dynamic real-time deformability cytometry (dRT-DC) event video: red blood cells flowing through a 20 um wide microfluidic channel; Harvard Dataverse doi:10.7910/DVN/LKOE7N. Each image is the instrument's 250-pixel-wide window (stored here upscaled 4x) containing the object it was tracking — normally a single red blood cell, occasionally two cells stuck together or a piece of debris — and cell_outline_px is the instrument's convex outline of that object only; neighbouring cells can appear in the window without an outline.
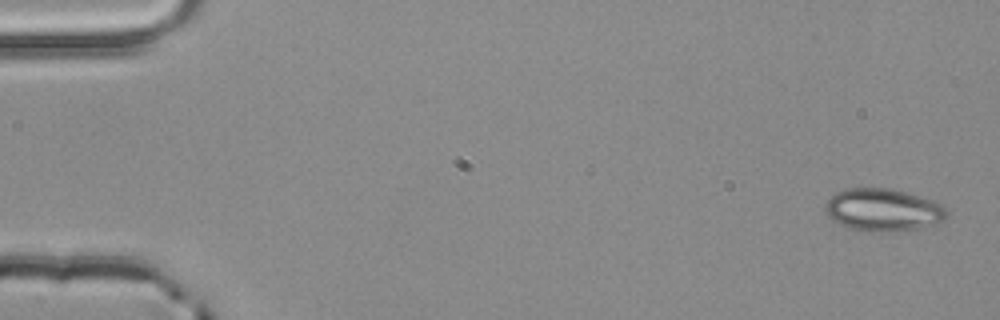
{"species": "common noctule bat (a hibernating species)", "species_latin": "Nyctalus noctula", "temperature_condition": "room temperature", "stored_images_in_passage": 5, "camera_frame_rate_fps": 3000, "um_per_image_px": 0.085, "animal": {"sex": "male", "body_mass_g": 20.4}, "frame": {"image": 1, "passage_image": 1, "time_ms": 0.0, "image_size_px": [1000, 320], "cell_outline_px": [[948, 216], [940, 224], [904, 232], [872, 232], [848, 228], [832, 220], [828, 216], [824, 208], [824, 204], [836, 192], [848, 188], [892, 188], [920, 196], [932, 200], [940, 204], [948, 212]], "centroid_in_image_um": [75.09, 17.87], "position_along_channel_um": 9.9, "area_um2": 30.75}}